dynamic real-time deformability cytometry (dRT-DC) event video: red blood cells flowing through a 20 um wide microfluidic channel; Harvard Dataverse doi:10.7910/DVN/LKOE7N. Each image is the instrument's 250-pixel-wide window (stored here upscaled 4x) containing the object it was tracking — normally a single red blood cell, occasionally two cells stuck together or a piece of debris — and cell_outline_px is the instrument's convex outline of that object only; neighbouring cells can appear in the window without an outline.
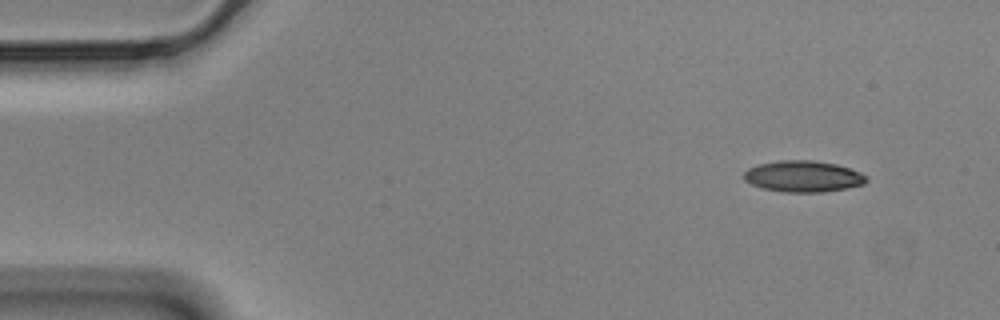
{"species": "Egyptian fruit bat (a non-hibernating species)", "species_latin": "Rousettus aegyptiacus", "temperature_condition": "cold", "stored_images_in_passage": 53, "camera_frame_rate_fps": 3000, "um_per_image_px": 0.085, "animal": {"sex": "male"}, "frame": {"image": 1, "passage_image": 1, "time_ms": 0.0, "image_size_px": [1000, 320], "cell_outline_px": [[868, 180], [864, 184], [824, 192], [784, 192], [764, 188], [752, 184], [744, 180], [744, 172], [748, 168], [760, 164], [780, 160], [812, 160], [836, 164], [860, 172], [868, 176]], "centroid_in_image_um": [68.28, 14.99], "position_along_channel_um": 16.7, "area_um2": 22.2}}
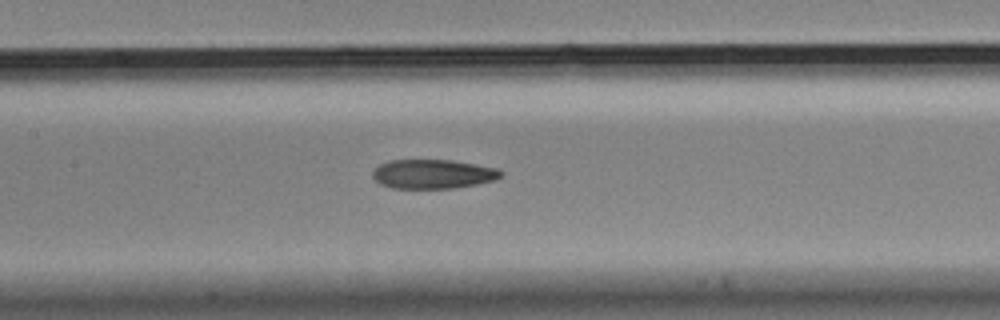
{"frame": {"image": 2, "passage_image": 22, "time_ms": 7.0, "image_size_px": [1000, 320], "cell_outline_px": [[504, 176], [496, 180], [456, 188], [392, 188], [380, 184], [372, 176], [372, 172], [380, 164], [388, 160], [452, 160], [476, 164], [496, 168], [504, 172]], "centroid_in_image_um": [36.83, 14.79], "position_along_channel_um": 170.6, "area_um2": 21.96}}
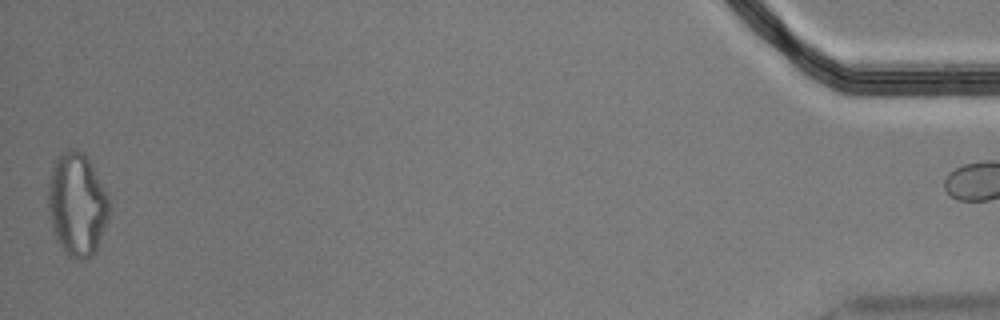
{"frame": {"image": 3, "passage_image": 52, "time_ms": 17.0, "image_size_px": [1000, 320], "cell_outline_px": [[108, 220], [96, 252], [92, 256], [84, 260], [72, 260], [64, 252], [56, 240], [52, 228], [48, 212], [48, 184], [52, 164], [68, 148], [76, 148], [84, 152], [108, 196]], "centroid_in_image_um": [6.53, 17.42], "position_along_channel_um": 428.7, "area_um2": 36.93}}